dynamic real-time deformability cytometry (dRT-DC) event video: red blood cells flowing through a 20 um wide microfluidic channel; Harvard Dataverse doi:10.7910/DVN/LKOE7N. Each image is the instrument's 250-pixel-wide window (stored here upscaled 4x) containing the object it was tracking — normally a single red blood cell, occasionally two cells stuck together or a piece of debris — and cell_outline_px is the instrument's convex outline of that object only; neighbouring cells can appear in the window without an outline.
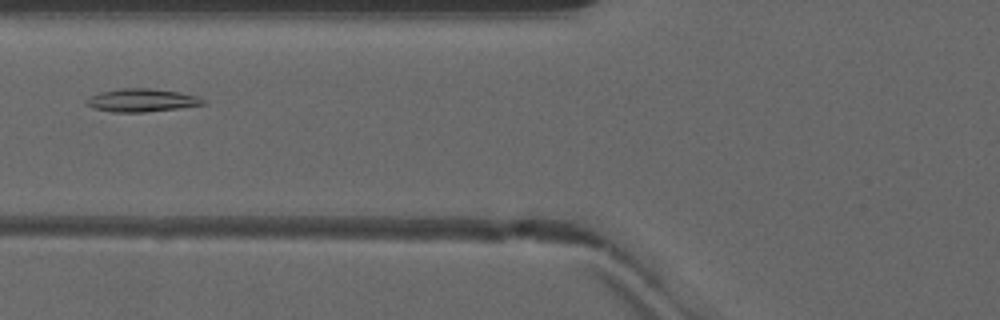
{"species": "common noctule bat (a hibernating species)", "species_latin": "Nyctalus noctula", "temperature_condition": "warm", "stored_images_in_passage": 32, "camera_frame_rate_fps": 3000, "um_per_image_px": 0.085, "animal": {"sex": "male", "forearm_length_mm": 52.5}, "frame": {"image": 1, "passage_image": 7, "time_ms": 2.0, "image_size_px": [1000, 320], "cell_outline_px": [[208, 100], [204, 104], [176, 108], [144, 112], [116, 112], [92, 108], [84, 100], [88, 96], [100, 92], [120, 88], [148, 88], [180, 92], [196, 96]], "centroid_in_image_um": [12.02, 8.51], "position_along_channel_um": 113.8, "area_um2": 15.61}}
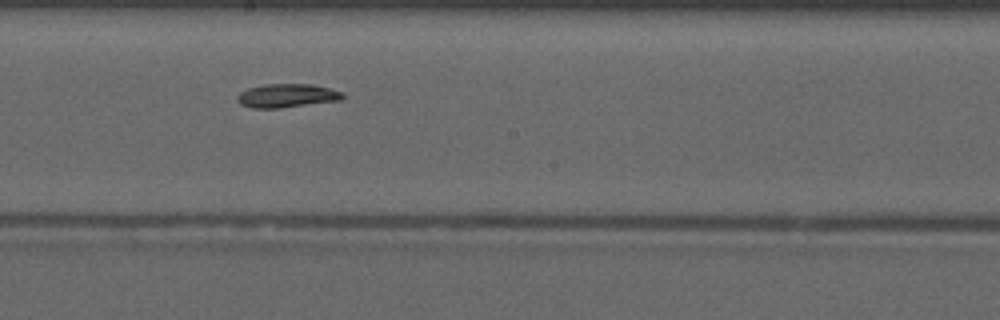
{"frame": {"image": 2, "passage_image": 15, "time_ms": 4.667, "image_size_px": [1000, 320], "cell_outline_px": [[344, 96], [340, 100], [280, 108], [252, 108], [240, 104], [236, 100], [236, 96], [240, 92], [248, 88], [264, 84], [312, 84], [344, 92]], "centroid_in_image_um": [24.36, 8.13], "position_along_channel_um": 223.8, "area_um2": 14.57}}
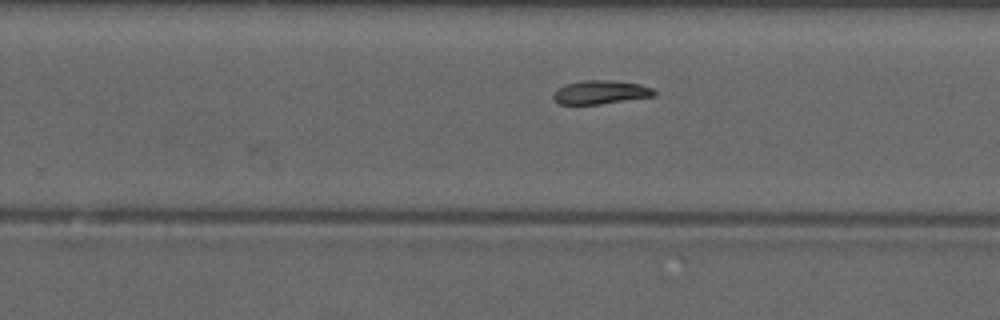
{"frame": {"image": 3, "passage_image": 19, "time_ms": 6.0, "image_size_px": [1000, 320], "cell_outline_px": [[656, 96], [600, 104], [560, 104], [552, 100], [552, 96], [564, 84], [584, 80], [612, 80], [640, 84], [652, 88], [656, 92]], "centroid_in_image_um": [51.06, 7.84], "position_along_channel_um": 278.7, "area_um2": 13.93}}